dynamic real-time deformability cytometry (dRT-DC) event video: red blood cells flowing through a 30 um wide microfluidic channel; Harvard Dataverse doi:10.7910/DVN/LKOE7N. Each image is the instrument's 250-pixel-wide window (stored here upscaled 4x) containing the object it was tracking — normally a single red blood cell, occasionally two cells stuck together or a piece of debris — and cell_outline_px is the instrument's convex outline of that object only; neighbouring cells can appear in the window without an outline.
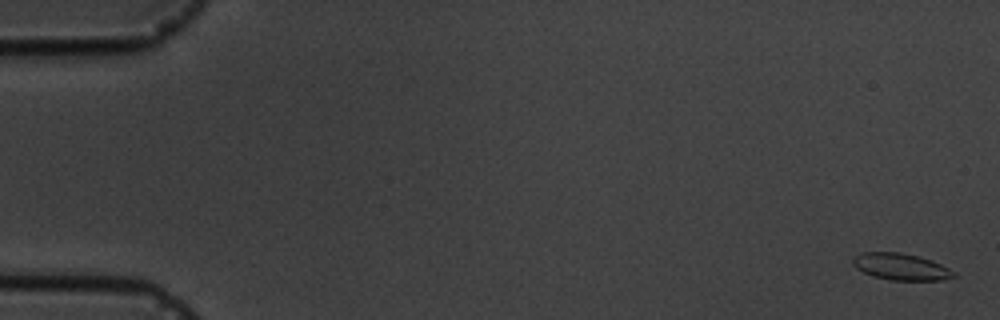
{"species": "common noctule bat (a hibernating species)", "species_latin": "Nyctalus noctula", "temperature_condition": "cold", "stored_images_in_passage": 17, "camera_frame_rate_fps": 3000, "um_per_image_px": 0.085, "animal": {"sex": "male", "body_mass_g": 19.5, "forearm_length_mm": 54.6}, "frame": {"image": 1, "passage_image": 1, "time_ms": 0.0, "image_size_px": [1000, 320], "cell_outline_px": [[956, 276], [944, 280], [892, 280], [872, 276], [856, 268], [852, 264], [852, 256], [860, 252], [900, 252], [932, 260], [956, 272]], "centroid_in_image_um": [76.55, 22.67], "position_along_channel_um": 8.5, "area_um2": 15.78}}
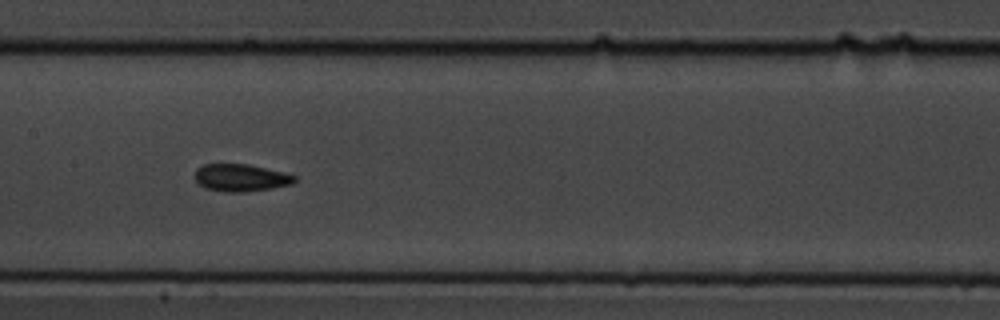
{"frame": {"image": 2, "passage_image": 9, "time_ms": 9.0, "image_size_px": [1000, 320], "cell_outline_px": [[296, 180], [292, 184], [272, 188], [244, 192], [228, 192], [204, 188], [196, 180], [196, 168], [204, 164], [248, 164], [284, 172], [296, 176]], "centroid_in_image_um": [20.48, 15.1], "position_along_channel_um": 186.9, "area_um2": 15.84}}
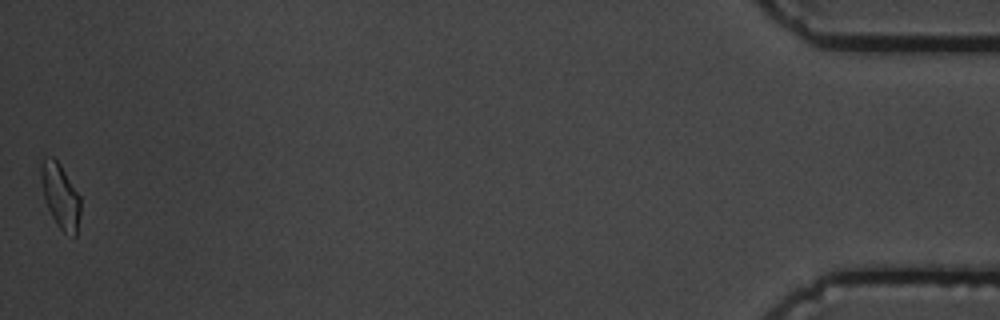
{"frame": {"image": 3, "passage_image": 17, "time_ms": 18.333, "image_size_px": [1000, 320], "cell_outline_px": [[80, 212], [76, 236], [72, 236], [64, 232], [56, 224], [48, 208], [44, 196], [40, 176], [40, 164], [44, 156], [52, 156], [60, 164], [80, 196]], "centroid_in_image_um": [5.12, 16.63], "position_along_channel_um": 430.1, "area_um2": 14.8}, "authors_computed_cell_mechanics": {"area_um2": 15.7794, "velocity_mm_per_s": 3.5815, "shape_relaxation_time_tau1_ms": 1.7115, "shape_relaxation_time_tau2_ms": 1.0599, "deformation_change_tau1": 0.0737, "deformation_change_tau2": 0.0311}}